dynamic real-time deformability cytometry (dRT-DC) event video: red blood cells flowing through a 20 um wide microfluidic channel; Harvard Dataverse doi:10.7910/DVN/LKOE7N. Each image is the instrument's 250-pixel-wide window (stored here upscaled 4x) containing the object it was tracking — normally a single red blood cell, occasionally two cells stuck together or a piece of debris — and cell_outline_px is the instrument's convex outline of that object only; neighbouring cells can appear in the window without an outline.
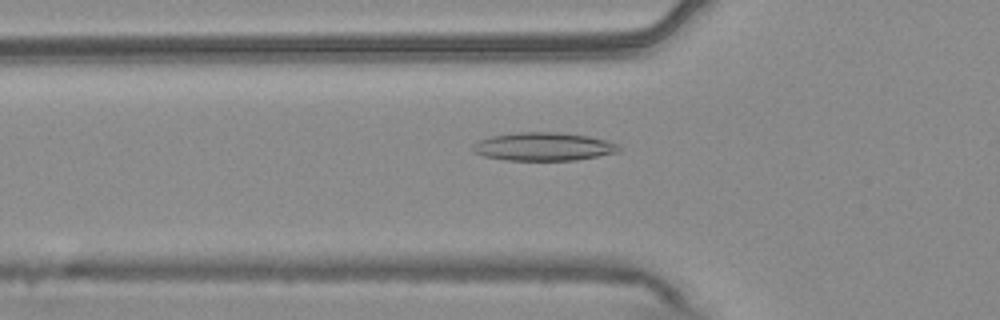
{"species": "common noctule bat (a hibernating species)", "species_latin": "Nyctalus noctula", "temperature_condition": "warm", "stored_images_in_passage": 37, "camera_frame_rate_fps": 3000, "um_per_image_px": 0.085, "animal": {"sex": "male", "body_mass_g": 20.4}, "frame": {"image": 1, "passage_image": 5, "time_ms": 1.333, "image_size_px": [1000, 320], "cell_outline_px": [[624, 148], [620, 152], [576, 160], [504, 160], [484, 156], [476, 152], [472, 148], [472, 144], [476, 140], [492, 136], [516, 132], [560, 132], [588, 136], [620, 144]], "centroid_in_image_um": [46.23, 12.46], "position_along_channel_um": 79.6, "area_um2": 24.28}}
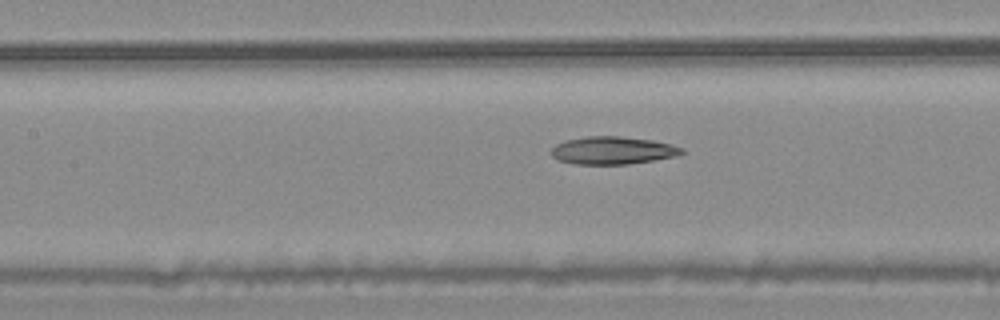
{"frame": {"image": 2, "passage_image": 11, "time_ms": 3.333, "image_size_px": [1000, 320], "cell_outline_px": [[684, 152], [676, 156], [628, 164], [576, 164], [556, 160], [552, 156], [552, 148], [556, 144], [564, 140], [588, 136], [620, 136], [652, 140], [672, 144], [684, 148]], "centroid_in_image_um": [52.07, 12.78], "position_along_channel_um": 155.3, "area_um2": 21.1}}
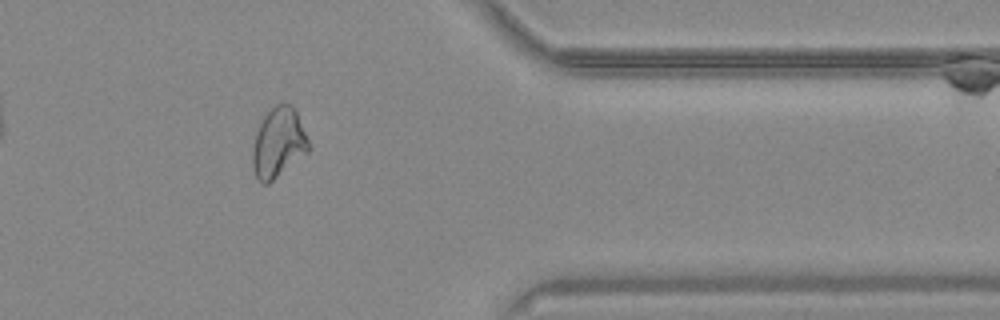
{"frame": {"image": 3, "passage_image": 31, "time_ms": 10.0, "image_size_px": [1000, 320], "cell_outline_px": [[312, 148], [308, 152], [268, 184], [260, 184], [252, 168], [252, 152], [256, 132], [264, 116], [276, 104], [292, 104], [296, 108]], "centroid_in_image_um": [23.68, 12.14], "position_along_channel_um": 387.7, "area_um2": 23.0}}